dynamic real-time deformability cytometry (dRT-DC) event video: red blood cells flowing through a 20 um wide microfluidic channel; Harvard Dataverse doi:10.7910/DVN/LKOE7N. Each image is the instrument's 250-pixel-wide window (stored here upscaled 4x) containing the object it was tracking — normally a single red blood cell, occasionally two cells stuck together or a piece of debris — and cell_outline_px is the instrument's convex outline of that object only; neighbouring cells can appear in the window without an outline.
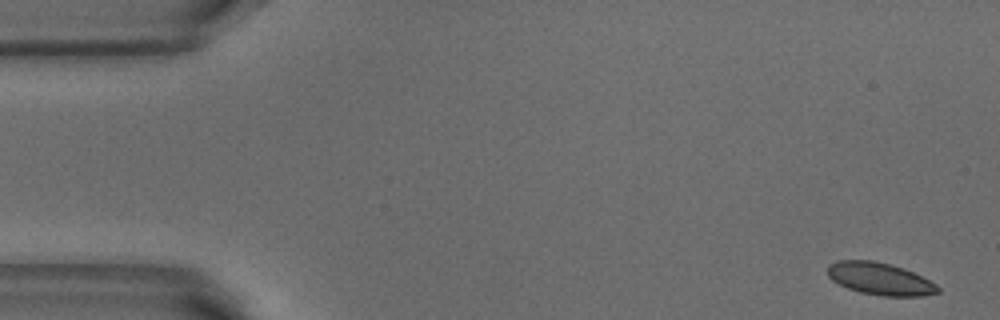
{"species": "common noctule bat (a hibernating species)", "species_latin": "Nyctalus noctula", "temperature_condition": "warm", "stored_images_in_passage": 6, "camera_frame_rate_fps": 3000, "um_per_image_px": 0.085, "animal": {"sex": "male", "body_mass_g": 18.8}, "frame": {"image": 1, "passage_image": 1, "time_ms": 0.0, "image_size_px": [1000, 320], "cell_outline_px": [[940, 292], [920, 296], [884, 296], [860, 292], [848, 288], [832, 280], [828, 276], [828, 264], [836, 260], [872, 260], [904, 268], [936, 284], [940, 288]], "centroid_in_image_um": [74.77, 23.69], "position_along_channel_um": 10.2, "area_um2": 20.58}}
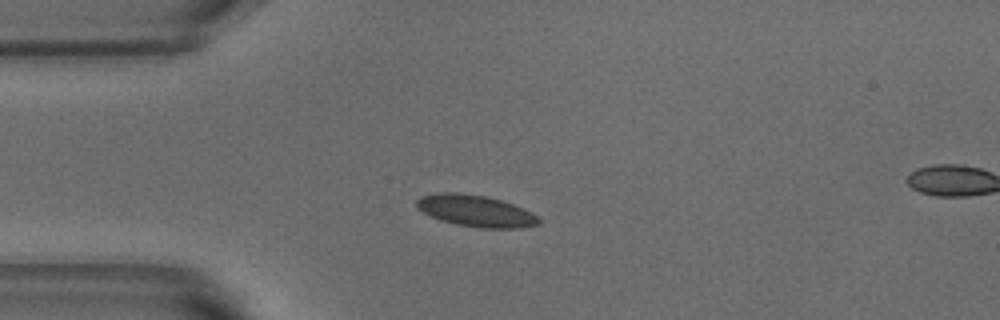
{"frame": {"image": 2, "passage_image": 4, "time_ms": 1.0, "image_size_px": [1000, 320], "cell_outline_px": [[540, 224], [520, 228], [480, 228], [456, 224], [440, 220], [416, 208], [416, 200], [420, 196], [440, 192], [460, 192], [484, 196], [500, 200], [524, 208], [532, 212], [540, 220]], "centroid_in_image_um": [40.42, 17.92], "position_along_channel_um": 44.6, "area_um2": 22.48}}
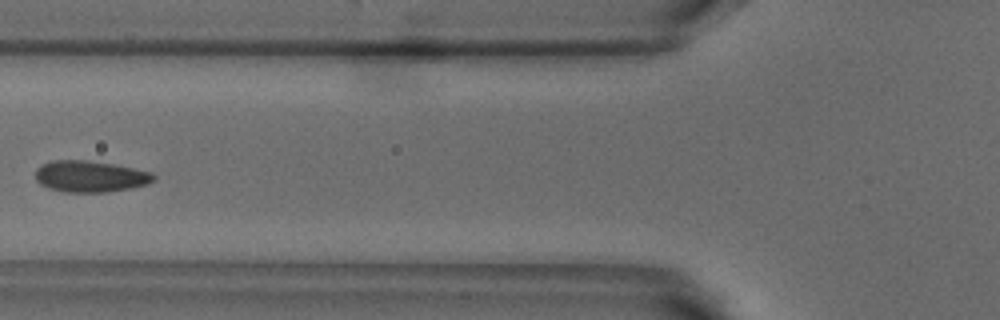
{"frame": {"image": 3, "passage_image": 6, "time_ms": 1.667, "image_size_px": [1000, 320], "cell_outline_px": [[156, 180], [148, 184], [132, 188], [104, 192], [64, 192], [48, 188], [40, 184], [36, 180], [36, 168], [52, 160], [88, 160], [112, 164], [152, 172], [156, 176]], "centroid_in_image_um": [7.68, 15.0], "position_along_channel_um": 118.1, "area_um2": 21.68}}